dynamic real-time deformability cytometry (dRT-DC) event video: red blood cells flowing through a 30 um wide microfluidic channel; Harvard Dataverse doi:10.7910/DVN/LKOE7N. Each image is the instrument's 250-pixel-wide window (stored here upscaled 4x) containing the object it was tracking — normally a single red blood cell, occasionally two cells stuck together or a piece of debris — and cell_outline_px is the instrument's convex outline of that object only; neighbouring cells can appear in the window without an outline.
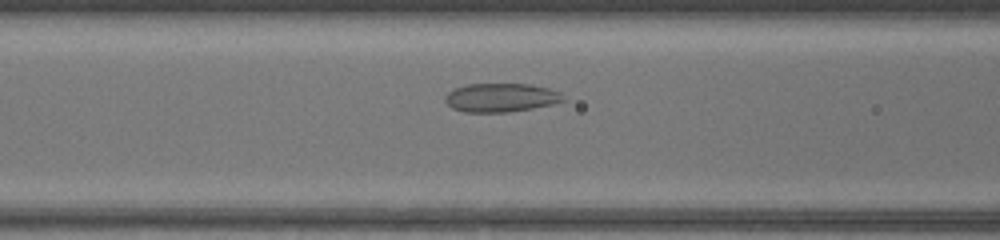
{"species": "common noctule bat (a hibernating species)", "species_latin": "Nyctalus noctula", "temperature_condition": "warm", "stored_images_in_passage": 39, "camera_frame_rate_fps": 3000, "um_per_image_px": 0.085, "animal": {"sex": "female", "body_mass_g": 17.0, "forearm_length_mm": 48.0}, "frame": {"image": 1, "passage_image": 11, "time_ms": 3.333, "image_size_px": [1000, 240], "cell_outline_px": [[564, 100], [552, 104], [532, 108], [508, 112], [464, 112], [452, 108], [444, 100], [444, 96], [448, 92], [456, 88], [468, 84], [528, 84], [548, 88], [560, 92], [564, 96]], "centroid_in_image_um": [42.56, 8.3], "position_along_channel_um": 124.0, "area_um2": 19.65}}
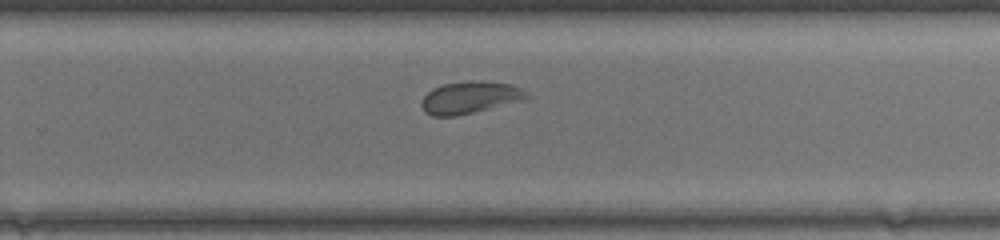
{"frame": {"image": 2, "passage_image": 23, "time_ms": 7.333, "image_size_px": [1000, 240], "cell_outline_px": [[532, 96], [528, 100], [456, 116], [432, 116], [424, 112], [420, 104], [424, 96], [432, 88], [444, 84], [468, 80], [488, 80], [512, 84], [528, 92]], "centroid_in_image_um": [40.01, 8.27], "position_along_channel_um": 289.8, "area_um2": 20.29}}
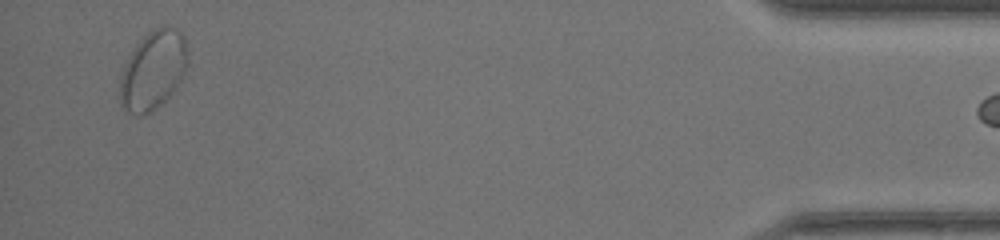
{"frame": {"image": 3, "passage_image": 38, "time_ms": 12.333, "image_size_px": [1000, 240], "cell_outline_px": [[184, 72], [176, 88], [164, 100], [148, 112], [128, 112], [120, 104], [120, 76], [132, 52], [140, 40], [152, 28], [164, 24], [180, 32], [184, 36]], "centroid_in_image_um": [12.98, 5.93], "position_along_channel_um": 422.2, "area_um2": 29.82}}